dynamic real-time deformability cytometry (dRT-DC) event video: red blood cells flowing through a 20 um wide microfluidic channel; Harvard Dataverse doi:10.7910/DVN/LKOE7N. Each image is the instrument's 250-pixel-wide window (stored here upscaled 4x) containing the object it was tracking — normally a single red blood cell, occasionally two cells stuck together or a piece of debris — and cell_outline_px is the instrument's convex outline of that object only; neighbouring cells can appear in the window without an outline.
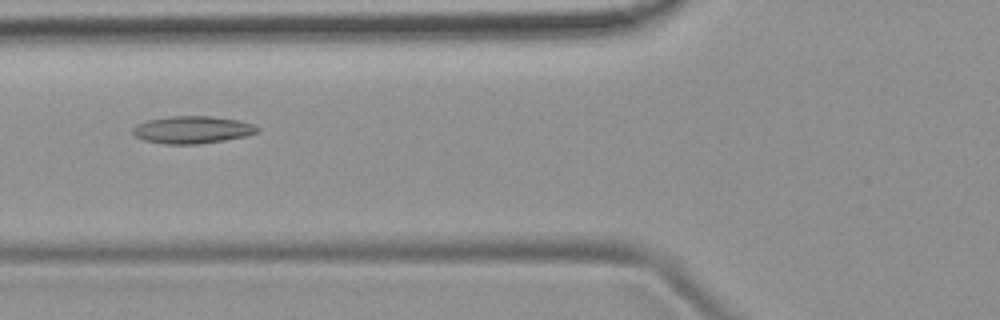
{"species": "common noctule bat (a hibernating species)", "species_latin": "Nyctalus noctula", "temperature_condition": "room temperature", "stored_images_in_passage": 43, "camera_frame_rate_fps": 3000, "um_per_image_px": 0.085, "animal": {"sex": "female", "body_mass_g": 19.9}, "frame": {"image": 1, "passage_image": 11, "time_ms": 3.333, "image_size_px": [1000, 320], "cell_outline_px": [[260, 132], [248, 136], [200, 144], [164, 144], [144, 140], [136, 136], [132, 132], [132, 128], [136, 124], [148, 120], [172, 116], [212, 116], [240, 120], [252, 124], [260, 128]], "centroid_in_image_um": [16.38, 11.03], "position_along_channel_um": 109.4, "area_um2": 20.06}}
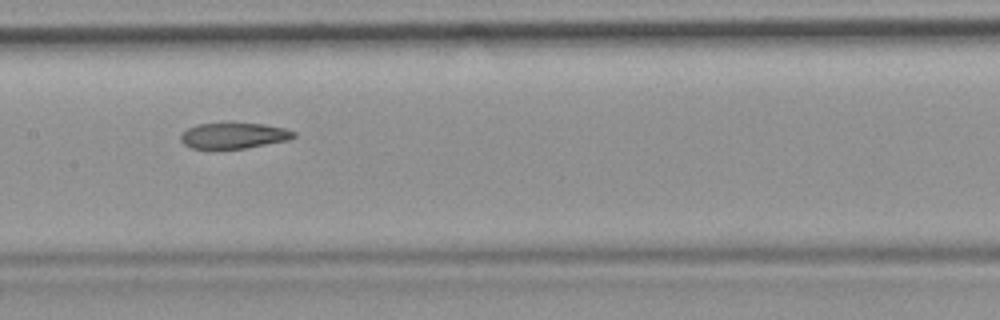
{"frame": {"image": 2, "passage_image": 17, "time_ms": 5.333, "image_size_px": [1000, 320], "cell_outline_px": [[296, 136], [288, 140], [244, 148], [192, 148], [184, 144], [180, 140], [180, 136], [188, 128], [196, 124], [224, 120], [264, 124], [284, 128], [296, 132]], "centroid_in_image_um": [19.85, 11.47], "position_along_channel_um": 187.5, "area_um2": 17.57}}
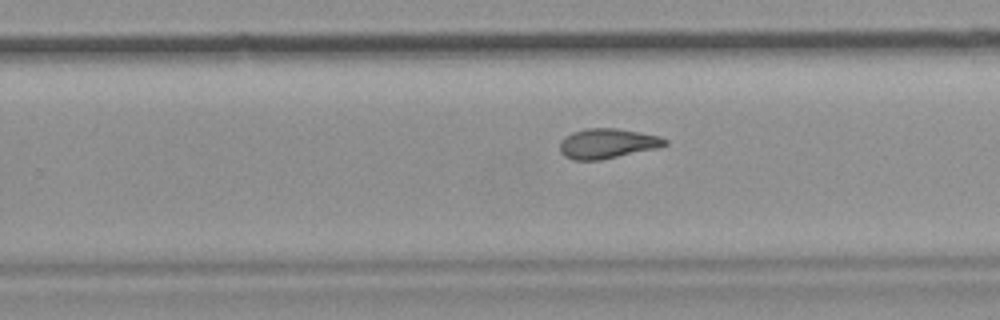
{"frame": {"image": 3, "passage_image": 24, "time_ms": 7.667, "image_size_px": [1000, 320], "cell_outline_px": [[668, 144], [656, 148], [600, 160], [572, 160], [564, 156], [560, 152], [560, 140], [564, 136], [572, 132], [584, 128], [616, 128], [660, 136], [668, 140]], "centroid_in_image_um": [51.58, 12.19], "position_along_channel_um": 278.2, "area_um2": 18.38}, "authors_computed_cell_mechanics": {"area_um2": 18.8428, "velocity_mm_per_s": 3.9051, "shape_relaxation_time_tau1_ms": 11.3868, "shape_relaxation_time_tau2_ms": 2.8103, "deformation_change_tau1": 0.2595, "deformation_change_tau2": 0.1021}}